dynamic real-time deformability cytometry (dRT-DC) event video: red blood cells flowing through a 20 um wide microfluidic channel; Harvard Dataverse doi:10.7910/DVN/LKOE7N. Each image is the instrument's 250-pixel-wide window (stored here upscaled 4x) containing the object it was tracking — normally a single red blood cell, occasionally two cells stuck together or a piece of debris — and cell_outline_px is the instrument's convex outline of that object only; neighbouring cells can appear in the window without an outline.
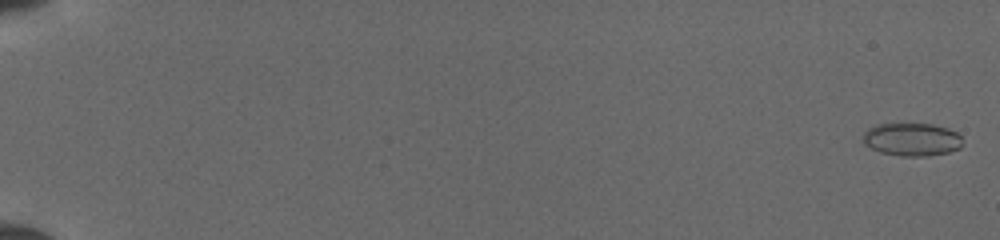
{"species": "common noctule bat (a hibernating species)", "species_latin": "Nyctalus noctula", "temperature_condition": "cold", "stored_images_in_passage": 52, "camera_frame_rate_fps": 3000, "um_per_image_px": 0.085, "animal": {"sex": "female", "body_mass_g": 19.5, "forearm_length_mm": 54.1}, "frame": {"image": 1, "passage_image": 2, "time_ms": 0.333, "image_size_px": [1000, 240], "cell_outline_px": [[960, 148], [948, 152], [928, 156], [900, 156], [880, 152], [864, 144], [864, 132], [868, 128], [876, 124], [932, 124], [948, 128], [956, 132], [960, 136]], "centroid_in_image_um": [77.49, 11.85], "position_along_channel_um": 7.5, "area_um2": 19.02}}
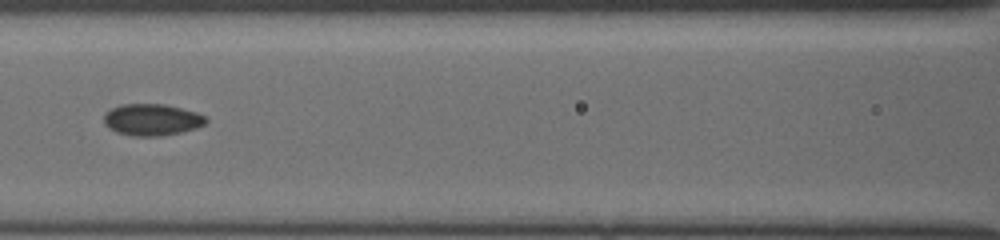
{"frame": {"image": 2, "passage_image": 27, "time_ms": 8.667, "image_size_px": [1000, 240], "cell_outline_px": [[208, 120], [204, 124], [196, 128], [180, 132], [160, 136], [132, 136], [116, 132], [108, 128], [104, 124], [104, 112], [120, 104], [164, 104], [196, 112], [204, 116]], "centroid_in_image_um": [12.87, 10.17], "position_along_channel_um": 153.7, "area_um2": 18.84}}
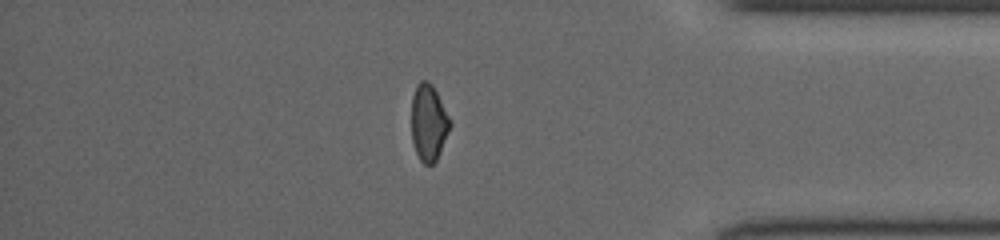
{"frame": {"image": 3, "passage_image": 46, "time_ms": 15.0, "image_size_px": [1000, 240], "cell_outline_px": [[452, 124], [440, 152], [436, 160], [432, 164], [424, 164], [420, 160], [416, 152], [412, 140], [412, 96], [416, 84], [420, 80], [428, 80], [432, 84], [452, 120]], "centroid_in_image_um": [36.44, 10.39], "position_along_channel_um": 398.8, "area_um2": 17.34}}